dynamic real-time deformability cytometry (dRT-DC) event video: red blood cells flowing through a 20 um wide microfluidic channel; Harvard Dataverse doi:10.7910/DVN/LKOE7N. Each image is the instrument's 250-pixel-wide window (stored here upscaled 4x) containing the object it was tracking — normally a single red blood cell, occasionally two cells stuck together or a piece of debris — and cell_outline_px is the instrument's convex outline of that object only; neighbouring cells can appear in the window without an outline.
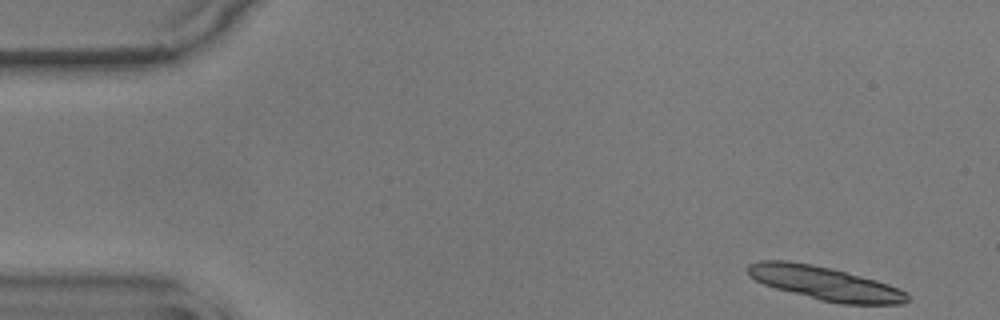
{"species": "common noctule bat (a hibernating species)", "species_latin": "Nyctalus noctula", "temperature_condition": "warm", "stored_images_in_passage": 14, "camera_frame_rate_fps": 3000, "um_per_image_px": 0.085, "animal": {"sex": "male", "body_mass_g": 17.9}, "frame": {"image": 1, "passage_image": 1, "time_ms": 0.0, "image_size_px": [1000, 320], "cell_outline_px": [[908, 300], [904, 304], [840, 304], [820, 300], [776, 288], [764, 284], [748, 276], [748, 264], [760, 260], [788, 260], [812, 264], [876, 280], [888, 284], [908, 292]], "centroid_in_image_um": [70.11, 24.08], "position_along_channel_um": 14.9, "area_um2": 30.98}}